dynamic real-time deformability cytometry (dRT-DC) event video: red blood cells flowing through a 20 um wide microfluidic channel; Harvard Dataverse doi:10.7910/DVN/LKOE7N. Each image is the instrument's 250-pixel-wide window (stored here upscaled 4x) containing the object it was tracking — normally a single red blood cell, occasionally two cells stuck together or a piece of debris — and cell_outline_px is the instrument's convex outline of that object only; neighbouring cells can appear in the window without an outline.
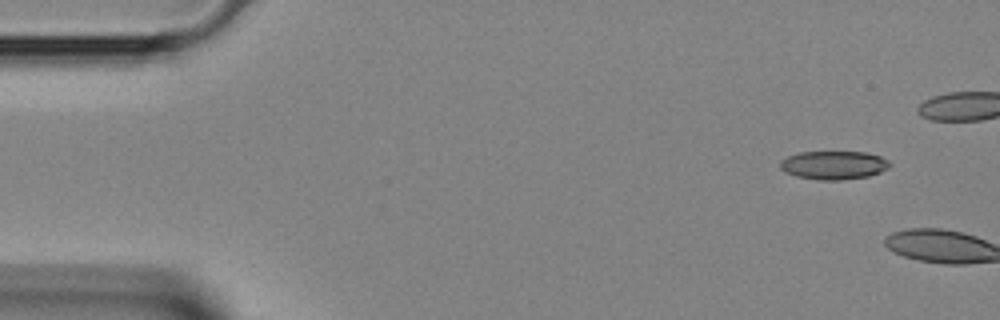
{"species": "Egyptian fruit bat (a non-hibernating species)", "species_latin": "Rousettus aegyptiacus", "temperature_condition": "room temperature", "stored_images_in_passage": 5, "camera_frame_rate_fps": 3000, "um_per_image_px": 0.085, "animal": {"sex": "female"}, "frame": {"image": 1, "passage_image": 1, "time_ms": 0.0, "image_size_px": [1000, 320], "cell_outline_px": [[892, 164], [888, 168], [880, 172], [868, 176], [840, 180], [816, 180], [796, 176], [784, 172], [780, 168], [780, 160], [788, 156], [800, 152], [864, 152], [880, 156], [888, 160]], "centroid_in_image_um": [70.85, 14.04], "position_along_channel_um": 14.1, "area_um2": 18.26}}